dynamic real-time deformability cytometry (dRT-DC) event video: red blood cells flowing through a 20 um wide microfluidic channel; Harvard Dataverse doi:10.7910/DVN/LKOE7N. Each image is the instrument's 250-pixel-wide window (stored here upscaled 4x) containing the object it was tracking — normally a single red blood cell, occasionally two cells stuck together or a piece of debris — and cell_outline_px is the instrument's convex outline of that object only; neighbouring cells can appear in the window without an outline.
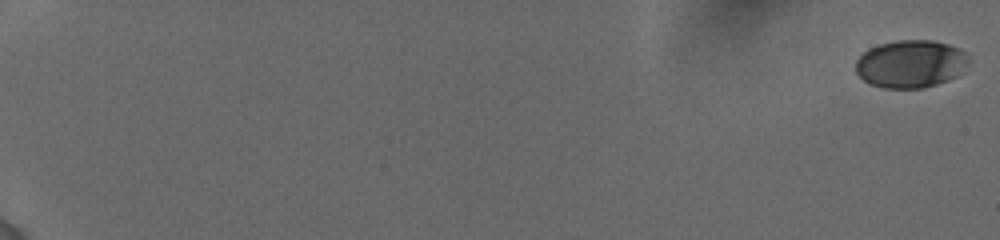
{"species": "human", "species_latin": "Homo sapiens", "temperature_condition": "cold", "stored_images_in_passage": 52, "camera_frame_rate_fps": 3000, "um_per_image_px": 0.085, "donor": {"sex": "female"}, "frame": {"image": 1, "passage_image": 1, "time_ms": 0.0, "image_size_px": [1000, 240], "cell_outline_px": [[968, 60], [956, 76], [948, 80], [924, 88], [884, 88], [872, 84], [864, 80], [856, 72], [856, 60], [868, 48], [880, 44], [896, 40], [932, 40], [948, 44], [960, 48], [968, 52]], "centroid_in_image_um": [77.4, 5.41], "position_along_channel_um": 7.6, "area_um2": 31.33}}
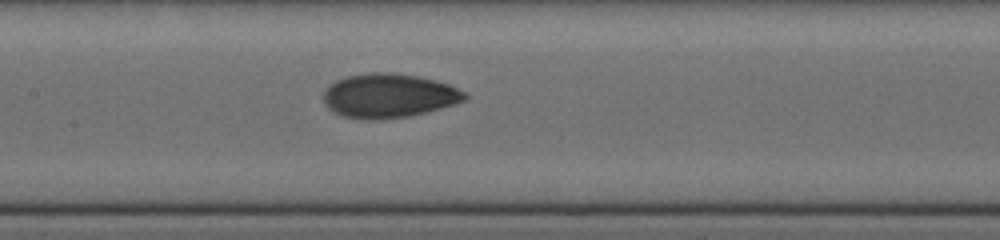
{"frame": {"image": 2, "passage_image": 29, "time_ms": 10.333, "image_size_px": [1000, 240], "cell_outline_px": [[468, 96], [464, 100], [440, 108], [408, 116], [372, 120], [368, 120], [344, 116], [328, 108], [324, 104], [324, 92], [328, 84], [336, 80], [348, 76], [368, 72], [392, 72], [416, 76], [436, 80], [448, 84], [464, 92]], "centroid_in_image_um": [33.01, 8.12], "position_along_channel_um": 174.4, "area_um2": 36.07}}
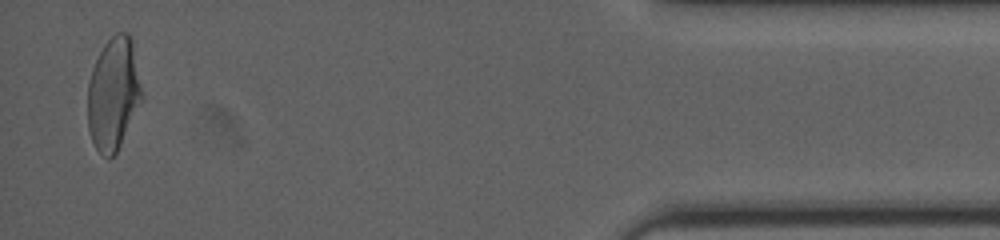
{"frame": {"image": 3, "passage_image": 52, "time_ms": 18.333, "image_size_px": [1000, 240], "cell_outline_px": [[144, 96], [116, 152], [108, 160], [96, 148], [92, 140], [88, 128], [88, 80], [92, 68], [104, 44], [116, 32], [128, 32], [132, 36]], "centroid_in_image_um": [9.66, 7.92], "position_along_channel_um": 425.5, "area_um2": 35.72}, "authors_computed_cell_mechanics": {"area_um2": 34.3332, "velocity_mm_per_s": 3.8796, "shape_relaxation_time_tau1_ms": 3.6765, "shape_relaxation_time_tau2_ms": 1.3714, "deformation_change_tau1": 0.1385, "deformation_change_tau2": 0.0531}}